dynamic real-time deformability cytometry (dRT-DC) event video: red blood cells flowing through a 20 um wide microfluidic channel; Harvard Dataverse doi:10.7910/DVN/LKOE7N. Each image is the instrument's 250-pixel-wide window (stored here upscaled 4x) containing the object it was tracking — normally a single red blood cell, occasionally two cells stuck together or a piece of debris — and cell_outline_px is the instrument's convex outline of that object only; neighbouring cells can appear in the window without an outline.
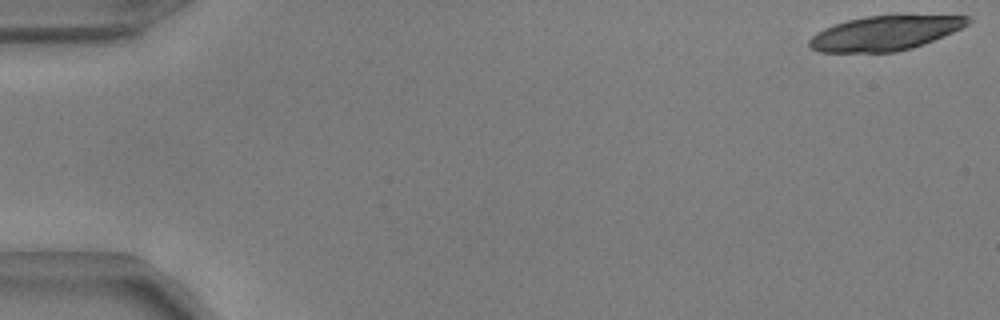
{"species": "common noctule bat (a hibernating species)", "species_latin": "Nyctalus noctula", "temperature_condition": "warm", "stored_images_in_passage": 19, "camera_frame_rate_fps": 3000, "um_per_image_px": 0.085, "animal": {"sex": "male", "body_mass_g": 17.9, "forearm_length_mm": 54.2}, "frame": {"image": 1, "passage_image": 1, "time_ms": 0.0, "image_size_px": [1000, 320], "cell_outline_px": [[972, 20], [968, 24], [944, 36], [924, 44], [912, 48], [896, 52], [820, 52], [812, 48], [808, 44], [808, 40], [816, 32], [824, 28], [848, 20], [864, 16], [896, 12], [968, 16]], "centroid_in_image_um": [75.29, 2.76], "position_along_channel_um": 9.7, "area_um2": 33.06}}